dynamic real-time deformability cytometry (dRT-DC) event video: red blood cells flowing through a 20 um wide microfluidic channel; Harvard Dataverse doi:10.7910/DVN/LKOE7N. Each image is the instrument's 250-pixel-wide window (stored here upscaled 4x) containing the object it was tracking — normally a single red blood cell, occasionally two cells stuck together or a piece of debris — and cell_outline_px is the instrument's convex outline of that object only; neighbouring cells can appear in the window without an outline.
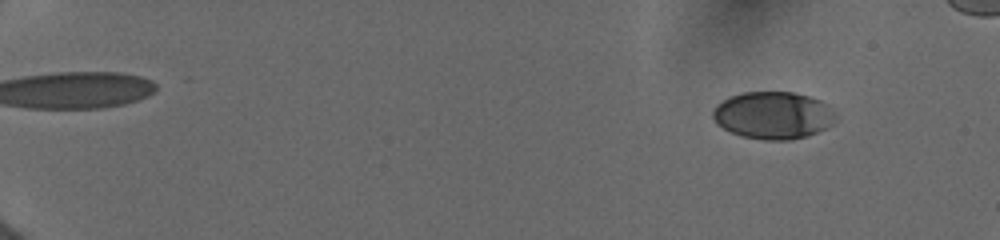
{"species": "human", "species_latin": "Homo sapiens", "temperature_condition": "cold", "stored_images_in_passage": 13, "camera_frame_rate_fps": 3000, "um_per_image_px": 0.085, "donor": {"sex": "female"}, "frame": {"image": 1, "passage_image": 2, "time_ms": 1.0, "image_size_px": [1000, 240], "cell_outline_px": [[836, 120], [832, 124], [816, 132], [792, 140], [764, 140], [740, 136], [716, 124], [712, 116], [712, 108], [716, 104], [728, 96], [744, 92], [792, 92], [808, 96], [820, 100], [828, 104], [836, 112]], "centroid_in_image_um": [65.7, 9.79], "position_along_channel_um": 19.3, "area_um2": 34.16}}
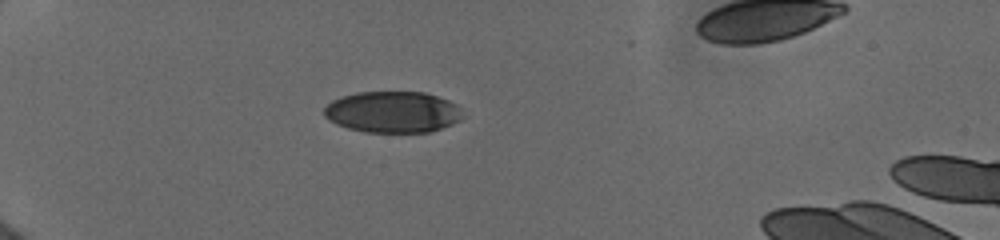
{"frame": {"image": 2, "passage_image": 10, "time_ms": 5.0, "image_size_px": [1000, 240], "cell_outline_px": [[464, 116], [460, 120], [452, 124], [428, 132], [364, 132], [348, 128], [336, 124], [328, 120], [324, 116], [324, 108], [332, 100], [356, 92], [424, 92], [448, 100], [456, 104], [460, 108]], "centroid_in_image_um": [33.37, 9.52], "position_along_channel_um": 51.6, "area_um2": 33.41}}
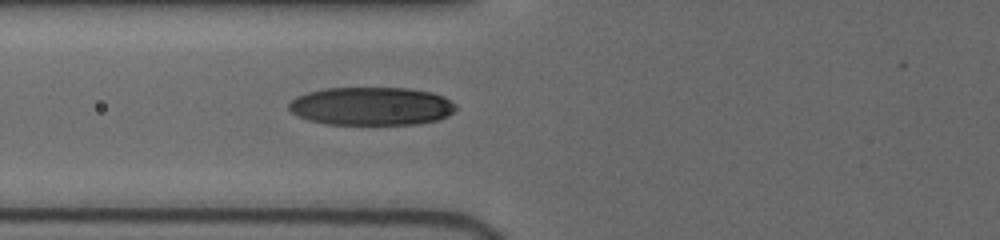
{"frame": {"image": 3, "passage_image": 13, "time_ms": 7.0, "image_size_px": [1000, 240], "cell_outline_px": [[456, 108], [448, 116], [436, 120], [416, 124], [328, 124], [308, 120], [292, 112], [288, 108], [288, 104], [296, 96], [308, 92], [324, 88], [408, 88], [432, 92], [444, 96], [456, 104]], "centroid_in_image_um": [31.57, 9.02], "position_along_channel_um": 94.2, "area_um2": 37.22}}